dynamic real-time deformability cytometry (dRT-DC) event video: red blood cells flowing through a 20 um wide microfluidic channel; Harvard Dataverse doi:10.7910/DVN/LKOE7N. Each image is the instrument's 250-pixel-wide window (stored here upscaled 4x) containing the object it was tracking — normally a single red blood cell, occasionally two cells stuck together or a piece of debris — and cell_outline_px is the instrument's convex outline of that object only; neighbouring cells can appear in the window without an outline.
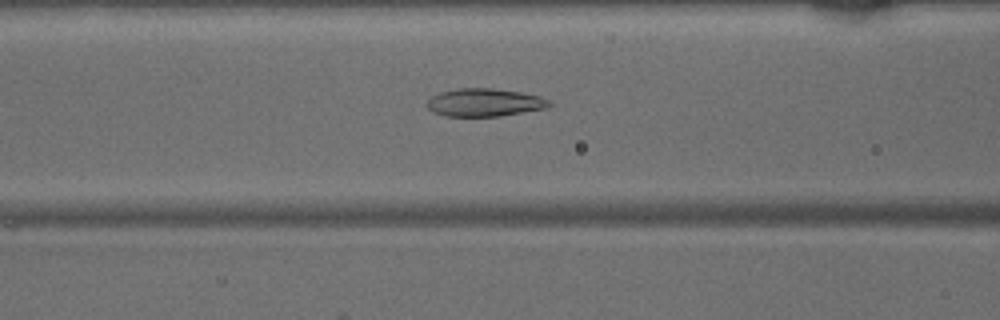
{"species": "common noctule bat (a hibernating species)", "species_latin": "Nyctalus noctula", "temperature_condition": "warm", "stored_images_in_passage": 48, "camera_frame_rate_fps": 3000, "um_per_image_px": 0.085, "animal": {"sex": "male", "body_mass_g": 15.6}, "frame": {"image": 1, "passage_image": 19, "time_ms": 6.0, "image_size_px": [1000, 320], "cell_outline_px": [[552, 104], [548, 108], [500, 116], [444, 116], [428, 108], [428, 100], [432, 96], [440, 92], [456, 88], [492, 88], [520, 92], [540, 96], [548, 100]], "centroid_in_image_um": [41.21, 8.71], "position_along_channel_um": 125.4, "area_um2": 19.83}}
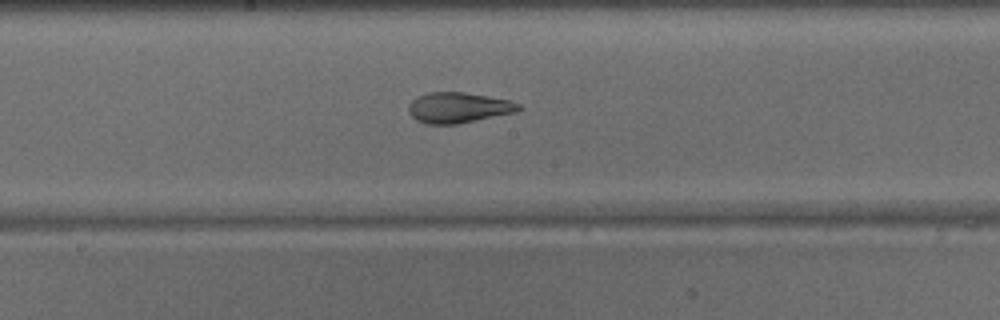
{"frame": {"image": 2, "passage_image": 25, "time_ms": 8.0, "image_size_px": [1000, 320], "cell_outline_px": [[520, 108], [516, 112], [460, 124], [428, 124], [416, 120], [408, 112], [408, 104], [416, 96], [428, 92], [464, 92], [488, 96], [508, 100], [520, 104]], "centroid_in_image_um": [38.93, 9.15], "position_along_channel_um": 209.3, "area_um2": 19.71}}
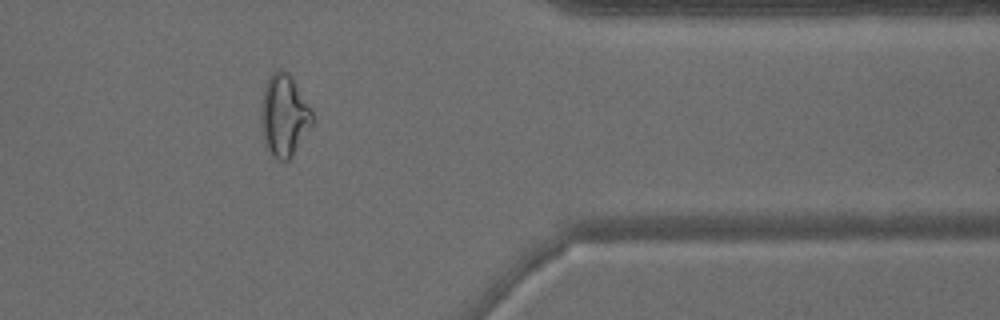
{"frame": {"image": 3, "passage_image": 39, "time_ms": 12.667, "image_size_px": [1000, 320], "cell_outline_px": [[312, 124], [292, 156], [284, 164], [272, 156], [264, 144], [260, 124], [260, 116], [264, 88], [268, 76], [276, 68], [280, 68], [288, 72], [312, 112]], "centroid_in_image_um": [24.1, 9.84], "position_along_channel_um": 387.3, "area_um2": 24.45}}